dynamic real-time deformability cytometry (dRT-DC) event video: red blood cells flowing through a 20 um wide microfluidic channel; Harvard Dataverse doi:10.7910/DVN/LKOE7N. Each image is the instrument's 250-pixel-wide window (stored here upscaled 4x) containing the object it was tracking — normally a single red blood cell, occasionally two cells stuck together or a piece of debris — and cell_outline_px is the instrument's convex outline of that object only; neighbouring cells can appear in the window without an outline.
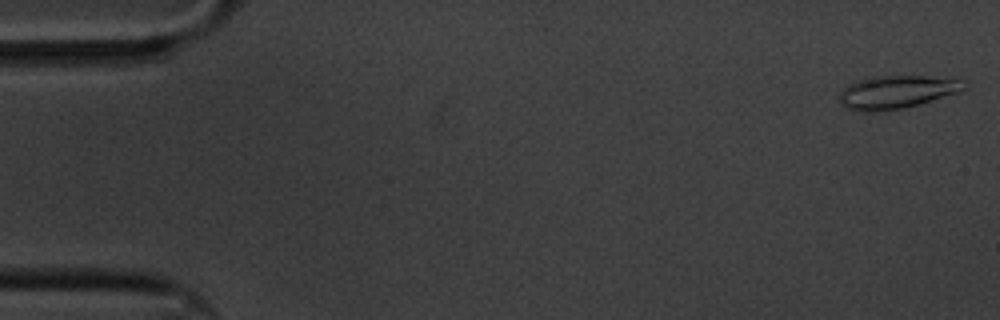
{"species": "common noctule bat (a hibernating species)", "species_latin": "Nyctalus noctula", "temperature_condition": "cold", "stored_images_in_passage": 60, "camera_frame_rate_fps": 3000, "um_per_image_px": 0.085, "animal": {"sex": "male", "body_mass_g": 20.1, "forearm_length_mm": 53.5}, "frame": {"image": 1, "passage_image": 1, "time_ms": 0.0, "image_size_px": [1000, 320], "cell_outline_px": [[964, 88], [956, 92], [904, 108], [868, 112], [860, 112], [848, 108], [840, 104], [840, 92], [848, 84], [856, 80], [876, 76], [924, 76], [960, 80]], "centroid_in_image_um": [76.09, 7.82], "position_along_channel_um": 8.9, "area_um2": 23.35}}
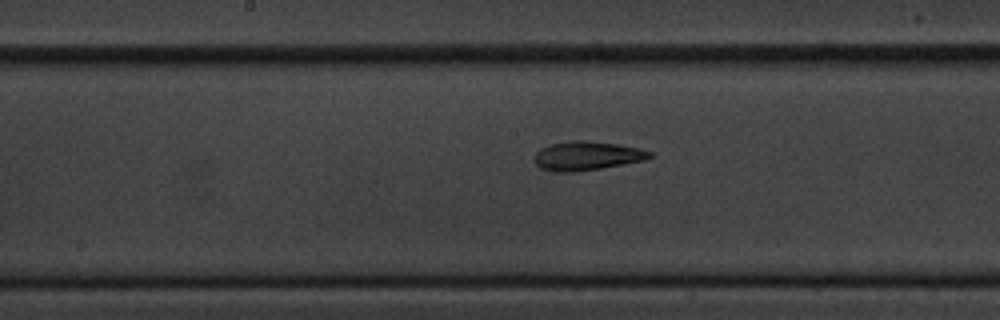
{"frame": {"image": 2, "passage_image": 30, "time_ms": 9.667, "image_size_px": [1000, 320], "cell_outline_px": [[652, 156], [644, 160], [624, 164], [600, 168], [572, 172], [552, 172], [540, 168], [532, 160], [532, 156], [540, 148], [552, 144], [572, 140], [584, 140], [616, 144], [640, 148], [652, 152]], "centroid_in_image_um": [49.83, 13.25], "position_along_channel_um": 198.4, "area_um2": 19.54}}
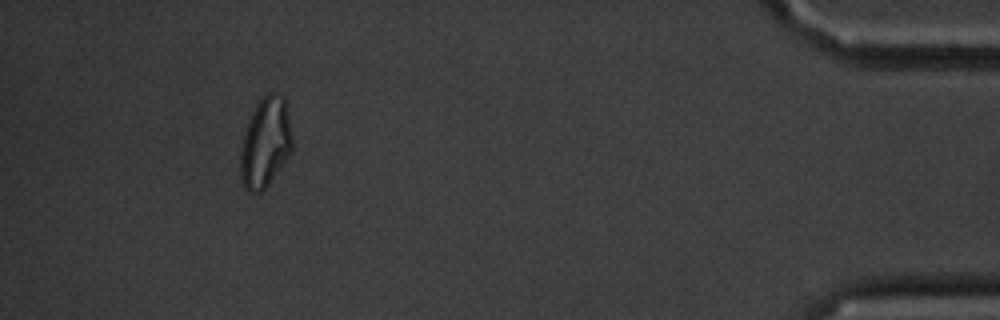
{"frame": {"image": 3, "passage_image": 55, "time_ms": 18.0, "image_size_px": [1000, 320], "cell_outline_px": [[292, 152], [268, 184], [260, 192], [248, 192], [244, 188], [240, 176], [240, 152], [244, 132], [248, 120], [256, 104], [268, 92], [276, 92], [284, 96], [292, 136]], "centroid_in_image_um": [22.55, 12.12], "position_along_channel_um": 412.7, "area_um2": 27.22}, "authors_computed_cell_mechanics": {"area_um2": 20.0855, "velocity_mm_per_s": 3.3123, "shape_relaxation_time_tau1_ms": 7.3095, "shape_relaxation_time_tau2_ms": 6.7782, "deformation_change_tau1": 0.1644, "deformation_change_tau2": 0.148}}